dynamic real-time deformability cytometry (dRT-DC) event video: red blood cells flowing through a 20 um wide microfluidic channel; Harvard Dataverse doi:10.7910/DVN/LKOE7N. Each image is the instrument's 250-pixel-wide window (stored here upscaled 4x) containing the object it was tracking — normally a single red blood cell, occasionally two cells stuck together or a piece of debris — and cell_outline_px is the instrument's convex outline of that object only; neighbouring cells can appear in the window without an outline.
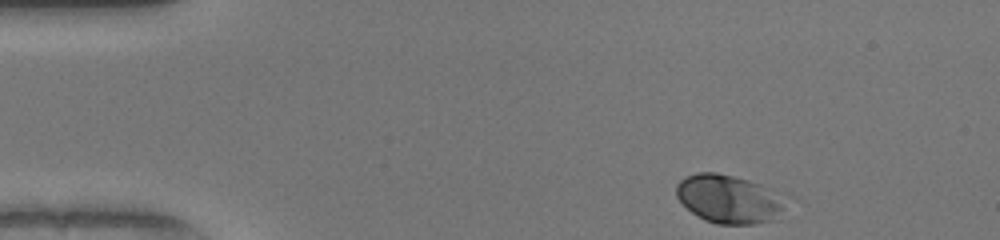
{"species": "human", "species_latin": "Homo sapiens", "temperature_condition": "warm", "stored_images_in_passage": 45, "camera_frame_rate_fps": 3000, "um_per_image_px": 0.085, "donor": {"sex": "female"}, "frame": {"image": 1, "passage_image": 1, "time_ms": 0.0, "image_size_px": [1000, 240], "cell_outline_px": [[784, 200], [780, 208], [772, 220], [752, 224], [716, 224], [704, 220], [692, 212], [676, 196], [676, 184], [684, 176], [696, 172], [716, 172], [748, 180], [760, 184]], "centroid_in_image_um": [61.82, 16.9], "position_along_channel_um": 23.2, "area_um2": 30.06}}
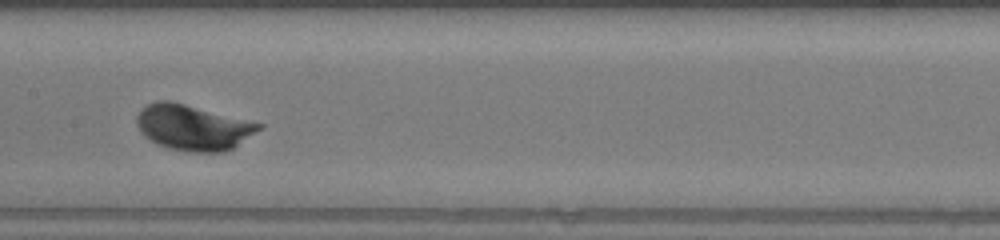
{"frame": {"image": 2, "passage_image": 20, "time_ms": 6.333, "image_size_px": [1000, 240], "cell_outline_px": [[264, 128], [232, 148], [224, 152], [188, 152], [168, 148], [156, 144], [140, 132], [136, 124], [136, 116], [148, 104], [156, 100], [172, 100], [264, 124]], "centroid_in_image_um": [16.42, 10.83], "position_along_channel_um": 191.0, "area_um2": 32.66}}
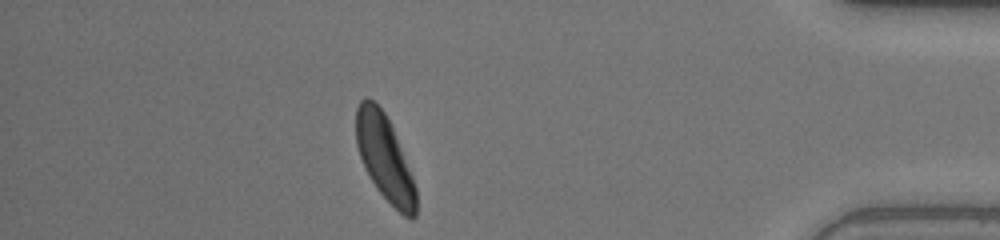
{"frame": {"image": 3, "passage_image": 39, "time_ms": 12.667, "image_size_px": [1000, 240], "cell_outline_px": [[416, 216], [412, 220], [404, 216], [376, 188], [360, 156], [356, 144], [356, 108], [360, 100], [364, 96], [368, 96], [384, 112], [392, 124], [412, 176], [416, 188]], "centroid_in_image_um": [32.7, 13.37], "position_along_channel_um": 402.5, "area_um2": 29.59}, "authors_computed_cell_mechanics": {"area_um2": 29.7092, "velocity_mm_per_s": 4.0248, "shape_relaxation_time_tau1_ms": 1.4345, "shape_relaxation_time_tau2_ms": null, "deformation_change_tau1": 0.1219, "deformation_change_tau2": null}}